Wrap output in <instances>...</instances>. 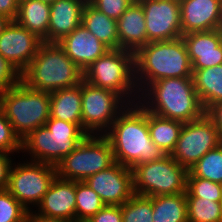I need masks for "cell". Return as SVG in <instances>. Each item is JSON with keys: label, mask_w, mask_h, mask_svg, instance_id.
<instances>
[{"label": "cell", "mask_w": 222, "mask_h": 222, "mask_svg": "<svg viewBox=\"0 0 222 222\" xmlns=\"http://www.w3.org/2000/svg\"><path fill=\"white\" fill-rule=\"evenodd\" d=\"M27 222H70V221L39 214L36 212V210L34 211V209H32L27 213Z\"/></svg>", "instance_id": "41"}, {"label": "cell", "mask_w": 222, "mask_h": 222, "mask_svg": "<svg viewBox=\"0 0 222 222\" xmlns=\"http://www.w3.org/2000/svg\"><path fill=\"white\" fill-rule=\"evenodd\" d=\"M182 34L222 28V0H179Z\"/></svg>", "instance_id": "16"}, {"label": "cell", "mask_w": 222, "mask_h": 222, "mask_svg": "<svg viewBox=\"0 0 222 222\" xmlns=\"http://www.w3.org/2000/svg\"><path fill=\"white\" fill-rule=\"evenodd\" d=\"M0 106L22 141L50 118V93L31 89L20 80L0 93Z\"/></svg>", "instance_id": "7"}, {"label": "cell", "mask_w": 222, "mask_h": 222, "mask_svg": "<svg viewBox=\"0 0 222 222\" xmlns=\"http://www.w3.org/2000/svg\"><path fill=\"white\" fill-rule=\"evenodd\" d=\"M148 129L152 142L166 155L175 149L183 122L161 117L147 111Z\"/></svg>", "instance_id": "26"}, {"label": "cell", "mask_w": 222, "mask_h": 222, "mask_svg": "<svg viewBox=\"0 0 222 222\" xmlns=\"http://www.w3.org/2000/svg\"><path fill=\"white\" fill-rule=\"evenodd\" d=\"M138 103L148 112L183 123L205 114L192 77L157 80L141 93Z\"/></svg>", "instance_id": "2"}, {"label": "cell", "mask_w": 222, "mask_h": 222, "mask_svg": "<svg viewBox=\"0 0 222 222\" xmlns=\"http://www.w3.org/2000/svg\"><path fill=\"white\" fill-rule=\"evenodd\" d=\"M153 222H188L186 194L152 197Z\"/></svg>", "instance_id": "27"}, {"label": "cell", "mask_w": 222, "mask_h": 222, "mask_svg": "<svg viewBox=\"0 0 222 222\" xmlns=\"http://www.w3.org/2000/svg\"><path fill=\"white\" fill-rule=\"evenodd\" d=\"M49 17L50 3L42 0H21L15 21L46 43Z\"/></svg>", "instance_id": "23"}, {"label": "cell", "mask_w": 222, "mask_h": 222, "mask_svg": "<svg viewBox=\"0 0 222 222\" xmlns=\"http://www.w3.org/2000/svg\"><path fill=\"white\" fill-rule=\"evenodd\" d=\"M83 80L93 86L112 90L127 100L128 104L139 101L140 93L135 79V53L130 51L109 49L86 68Z\"/></svg>", "instance_id": "6"}, {"label": "cell", "mask_w": 222, "mask_h": 222, "mask_svg": "<svg viewBox=\"0 0 222 222\" xmlns=\"http://www.w3.org/2000/svg\"><path fill=\"white\" fill-rule=\"evenodd\" d=\"M192 72L182 37L148 42L135 53V79L140 94L157 80L192 77Z\"/></svg>", "instance_id": "3"}, {"label": "cell", "mask_w": 222, "mask_h": 222, "mask_svg": "<svg viewBox=\"0 0 222 222\" xmlns=\"http://www.w3.org/2000/svg\"><path fill=\"white\" fill-rule=\"evenodd\" d=\"M88 221L89 222H123L121 206L105 205Z\"/></svg>", "instance_id": "37"}, {"label": "cell", "mask_w": 222, "mask_h": 222, "mask_svg": "<svg viewBox=\"0 0 222 222\" xmlns=\"http://www.w3.org/2000/svg\"><path fill=\"white\" fill-rule=\"evenodd\" d=\"M57 44L83 71L109 50L82 24L64 36Z\"/></svg>", "instance_id": "19"}, {"label": "cell", "mask_w": 222, "mask_h": 222, "mask_svg": "<svg viewBox=\"0 0 222 222\" xmlns=\"http://www.w3.org/2000/svg\"><path fill=\"white\" fill-rule=\"evenodd\" d=\"M123 222H153L152 197L134 194L121 206Z\"/></svg>", "instance_id": "31"}, {"label": "cell", "mask_w": 222, "mask_h": 222, "mask_svg": "<svg viewBox=\"0 0 222 222\" xmlns=\"http://www.w3.org/2000/svg\"><path fill=\"white\" fill-rule=\"evenodd\" d=\"M222 144L218 130L204 114L202 117L183 123L171 157L188 171L208 151Z\"/></svg>", "instance_id": "12"}, {"label": "cell", "mask_w": 222, "mask_h": 222, "mask_svg": "<svg viewBox=\"0 0 222 222\" xmlns=\"http://www.w3.org/2000/svg\"><path fill=\"white\" fill-rule=\"evenodd\" d=\"M187 177H198L222 184V144L198 160L188 171Z\"/></svg>", "instance_id": "28"}, {"label": "cell", "mask_w": 222, "mask_h": 222, "mask_svg": "<svg viewBox=\"0 0 222 222\" xmlns=\"http://www.w3.org/2000/svg\"><path fill=\"white\" fill-rule=\"evenodd\" d=\"M87 136L75 123L49 118L45 126L31 131L22 140V151L30 161L57 166Z\"/></svg>", "instance_id": "5"}, {"label": "cell", "mask_w": 222, "mask_h": 222, "mask_svg": "<svg viewBox=\"0 0 222 222\" xmlns=\"http://www.w3.org/2000/svg\"><path fill=\"white\" fill-rule=\"evenodd\" d=\"M9 19H7L5 16L0 15V33L3 31L5 26L9 23Z\"/></svg>", "instance_id": "42"}, {"label": "cell", "mask_w": 222, "mask_h": 222, "mask_svg": "<svg viewBox=\"0 0 222 222\" xmlns=\"http://www.w3.org/2000/svg\"><path fill=\"white\" fill-rule=\"evenodd\" d=\"M104 135L111 143L115 162L131 170L136 165L157 161L166 156L152 142L147 110L139 103L128 104Z\"/></svg>", "instance_id": "1"}, {"label": "cell", "mask_w": 222, "mask_h": 222, "mask_svg": "<svg viewBox=\"0 0 222 222\" xmlns=\"http://www.w3.org/2000/svg\"><path fill=\"white\" fill-rule=\"evenodd\" d=\"M88 0H55L50 4L46 43H57L79 27Z\"/></svg>", "instance_id": "20"}, {"label": "cell", "mask_w": 222, "mask_h": 222, "mask_svg": "<svg viewBox=\"0 0 222 222\" xmlns=\"http://www.w3.org/2000/svg\"><path fill=\"white\" fill-rule=\"evenodd\" d=\"M134 1L135 0H88L92 6L116 21Z\"/></svg>", "instance_id": "35"}, {"label": "cell", "mask_w": 222, "mask_h": 222, "mask_svg": "<svg viewBox=\"0 0 222 222\" xmlns=\"http://www.w3.org/2000/svg\"><path fill=\"white\" fill-rule=\"evenodd\" d=\"M76 181L58 176L44 194L36 212L46 216L76 221Z\"/></svg>", "instance_id": "18"}, {"label": "cell", "mask_w": 222, "mask_h": 222, "mask_svg": "<svg viewBox=\"0 0 222 222\" xmlns=\"http://www.w3.org/2000/svg\"><path fill=\"white\" fill-rule=\"evenodd\" d=\"M188 222H222V202L186 197Z\"/></svg>", "instance_id": "29"}, {"label": "cell", "mask_w": 222, "mask_h": 222, "mask_svg": "<svg viewBox=\"0 0 222 222\" xmlns=\"http://www.w3.org/2000/svg\"><path fill=\"white\" fill-rule=\"evenodd\" d=\"M27 213L7 189L0 191V222H27Z\"/></svg>", "instance_id": "33"}, {"label": "cell", "mask_w": 222, "mask_h": 222, "mask_svg": "<svg viewBox=\"0 0 222 222\" xmlns=\"http://www.w3.org/2000/svg\"><path fill=\"white\" fill-rule=\"evenodd\" d=\"M134 194L154 197L186 192L188 170L171 155L132 169Z\"/></svg>", "instance_id": "9"}, {"label": "cell", "mask_w": 222, "mask_h": 222, "mask_svg": "<svg viewBox=\"0 0 222 222\" xmlns=\"http://www.w3.org/2000/svg\"><path fill=\"white\" fill-rule=\"evenodd\" d=\"M22 151V141L15 134L11 123L5 116V113L0 106V152L20 153Z\"/></svg>", "instance_id": "34"}, {"label": "cell", "mask_w": 222, "mask_h": 222, "mask_svg": "<svg viewBox=\"0 0 222 222\" xmlns=\"http://www.w3.org/2000/svg\"><path fill=\"white\" fill-rule=\"evenodd\" d=\"M192 71L193 84L204 109L221 102L222 64Z\"/></svg>", "instance_id": "25"}, {"label": "cell", "mask_w": 222, "mask_h": 222, "mask_svg": "<svg viewBox=\"0 0 222 222\" xmlns=\"http://www.w3.org/2000/svg\"><path fill=\"white\" fill-rule=\"evenodd\" d=\"M145 15L147 41H169L182 37L179 0H137Z\"/></svg>", "instance_id": "13"}, {"label": "cell", "mask_w": 222, "mask_h": 222, "mask_svg": "<svg viewBox=\"0 0 222 222\" xmlns=\"http://www.w3.org/2000/svg\"><path fill=\"white\" fill-rule=\"evenodd\" d=\"M83 72L57 43L43 42L20 80L31 89L51 93L79 85Z\"/></svg>", "instance_id": "4"}, {"label": "cell", "mask_w": 222, "mask_h": 222, "mask_svg": "<svg viewBox=\"0 0 222 222\" xmlns=\"http://www.w3.org/2000/svg\"><path fill=\"white\" fill-rule=\"evenodd\" d=\"M192 69L222 64V28L183 34Z\"/></svg>", "instance_id": "17"}, {"label": "cell", "mask_w": 222, "mask_h": 222, "mask_svg": "<svg viewBox=\"0 0 222 222\" xmlns=\"http://www.w3.org/2000/svg\"><path fill=\"white\" fill-rule=\"evenodd\" d=\"M205 115L211 120L222 139V101L210 105L205 110Z\"/></svg>", "instance_id": "39"}, {"label": "cell", "mask_w": 222, "mask_h": 222, "mask_svg": "<svg viewBox=\"0 0 222 222\" xmlns=\"http://www.w3.org/2000/svg\"><path fill=\"white\" fill-rule=\"evenodd\" d=\"M81 24L109 49H119L117 21L109 18L88 1L83 10Z\"/></svg>", "instance_id": "24"}, {"label": "cell", "mask_w": 222, "mask_h": 222, "mask_svg": "<svg viewBox=\"0 0 222 222\" xmlns=\"http://www.w3.org/2000/svg\"><path fill=\"white\" fill-rule=\"evenodd\" d=\"M127 106L112 90L82 81V130L87 135H104Z\"/></svg>", "instance_id": "10"}, {"label": "cell", "mask_w": 222, "mask_h": 222, "mask_svg": "<svg viewBox=\"0 0 222 222\" xmlns=\"http://www.w3.org/2000/svg\"><path fill=\"white\" fill-rule=\"evenodd\" d=\"M186 197H200L222 202V186L220 183L212 182L198 177H187Z\"/></svg>", "instance_id": "32"}, {"label": "cell", "mask_w": 222, "mask_h": 222, "mask_svg": "<svg viewBox=\"0 0 222 222\" xmlns=\"http://www.w3.org/2000/svg\"><path fill=\"white\" fill-rule=\"evenodd\" d=\"M57 177V168L50 164L27 160L25 163H13L7 190L28 211L37 207Z\"/></svg>", "instance_id": "11"}, {"label": "cell", "mask_w": 222, "mask_h": 222, "mask_svg": "<svg viewBox=\"0 0 222 222\" xmlns=\"http://www.w3.org/2000/svg\"><path fill=\"white\" fill-rule=\"evenodd\" d=\"M114 153L105 135H87L56 166L57 176L64 180L85 181L88 177L115 164Z\"/></svg>", "instance_id": "8"}, {"label": "cell", "mask_w": 222, "mask_h": 222, "mask_svg": "<svg viewBox=\"0 0 222 222\" xmlns=\"http://www.w3.org/2000/svg\"><path fill=\"white\" fill-rule=\"evenodd\" d=\"M105 205L122 206L133 195V173L129 167L115 163L84 181Z\"/></svg>", "instance_id": "14"}, {"label": "cell", "mask_w": 222, "mask_h": 222, "mask_svg": "<svg viewBox=\"0 0 222 222\" xmlns=\"http://www.w3.org/2000/svg\"><path fill=\"white\" fill-rule=\"evenodd\" d=\"M18 0H0V15L5 16L10 21H15L18 14Z\"/></svg>", "instance_id": "40"}, {"label": "cell", "mask_w": 222, "mask_h": 222, "mask_svg": "<svg viewBox=\"0 0 222 222\" xmlns=\"http://www.w3.org/2000/svg\"><path fill=\"white\" fill-rule=\"evenodd\" d=\"M20 81V74L0 54V93L16 85Z\"/></svg>", "instance_id": "36"}, {"label": "cell", "mask_w": 222, "mask_h": 222, "mask_svg": "<svg viewBox=\"0 0 222 222\" xmlns=\"http://www.w3.org/2000/svg\"><path fill=\"white\" fill-rule=\"evenodd\" d=\"M76 221H88L105 204L101 198L84 182L76 181Z\"/></svg>", "instance_id": "30"}, {"label": "cell", "mask_w": 222, "mask_h": 222, "mask_svg": "<svg viewBox=\"0 0 222 222\" xmlns=\"http://www.w3.org/2000/svg\"><path fill=\"white\" fill-rule=\"evenodd\" d=\"M11 153L0 152V191L5 190L8 185L9 173L13 165Z\"/></svg>", "instance_id": "38"}, {"label": "cell", "mask_w": 222, "mask_h": 222, "mask_svg": "<svg viewBox=\"0 0 222 222\" xmlns=\"http://www.w3.org/2000/svg\"><path fill=\"white\" fill-rule=\"evenodd\" d=\"M43 41L16 21L0 33V54L21 74L37 54Z\"/></svg>", "instance_id": "15"}, {"label": "cell", "mask_w": 222, "mask_h": 222, "mask_svg": "<svg viewBox=\"0 0 222 222\" xmlns=\"http://www.w3.org/2000/svg\"><path fill=\"white\" fill-rule=\"evenodd\" d=\"M119 48L136 53L147 41L145 15L135 0L117 20Z\"/></svg>", "instance_id": "21"}, {"label": "cell", "mask_w": 222, "mask_h": 222, "mask_svg": "<svg viewBox=\"0 0 222 222\" xmlns=\"http://www.w3.org/2000/svg\"><path fill=\"white\" fill-rule=\"evenodd\" d=\"M82 82L50 93V117L77 124L82 129Z\"/></svg>", "instance_id": "22"}, {"label": "cell", "mask_w": 222, "mask_h": 222, "mask_svg": "<svg viewBox=\"0 0 222 222\" xmlns=\"http://www.w3.org/2000/svg\"><path fill=\"white\" fill-rule=\"evenodd\" d=\"M42 1H44V2H47V3H52V2H54L55 0H42Z\"/></svg>", "instance_id": "43"}]
</instances>
